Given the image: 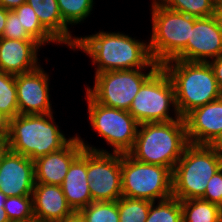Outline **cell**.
Here are the masks:
<instances>
[{
    "instance_id": "obj_1",
    "label": "cell",
    "mask_w": 222,
    "mask_h": 222,
    "mask_svg": "<svg viewBox=\"0 0 222 222\" xmlns=\"http://www.w3.org/2000/svg\"><path fill=\"white\" fill-rule=\"evenodd\" d=\"M120 32L99 31L78 37L73 50H82L96 65L95 74L113 70L159 68L153 61L149 44Z\"/></svg>"
},
{
    "instance_id": "obj_2",
    "label": "cell",
    "mask_w": 222,
    "mask_h": 222,
    "mask_svg": "<svg viewBox=\"0 0 222 222\" xmlns=\"http://www.w3.org/2000/svg\"><path fill=\"white\" fill-rule=\"evenodd\" d=\"M189 144L184 118L170 122L139 124L135 144L129 154L148 164L165 166L172 172Z\"/></svg>"
},
{
    "instance_id": "obj_3",
    "label": "cell",
    "mask_w": 222,
    "mask_h": 222,
    "mask_svg": "<svg viewBox=\"0 0 222 222\" xmlns=\"http://www.w3.org/2000/svg\"><path fill=\"white\" fill-rule=\"evenodd\" d=\"M162 67L173 83L177 110L182 118L193 109L222 97L209 63L173 59Z\"/></svg>"
},
{
    "instance_id": "obj_4",
    "label": "cell",
    "mask_w": 222,
    "mask_h": 222,
    "mask_svg": "<svg viewBox=\"0 0 222 222\" xmlns=\"http://www.w3.org/2000/svg\"><path fill=\"white\" fill-rule=\"evenodd\" d=\"M66 138L50 114H18L10 120L7 138L9 149L15 153L36 160L56 152L71 140Z\"/></svg>"
},
{
    "instance_id": "obj_5",
    "label": "cell",
    "mask_w": 222,
    "mask_h": 222,
    "mask_svg": "<svg viewBox=\"0 0 222 222\" xmlns=\"http://www.w3.org/2000/svg\"><path fill=\"white\" fill-rule=\"evenodd\" d=\"M222 168V155L211 145L188 144L172 172V197L201 198L211 177Z\"/></svg>"
},
{
    "instance_id": "obj_6",
    "label": "cell",
    "mask_w": 222,
    "mask_h": 222,
    "mask_svg": "<svg viewBox=\"0 0 222 222\" xmlns=\"http://www.w3.org/2000/svg\"><path fill=\"white\" fill-rule=\"evenodd\" d=\"M152 35L148 42L154 62L162 66L176 59L185 49L197 17L163 7L152 1Z\"/></svg>"
},
{
    "instance_id": "obj_7",
    "label": "cell",
    "mask_w": 222,
    "mask_h": 222,
    "mask_svg": "<svg viewBox=\"0 0 222 222\" xmlns=\"http://www.w3.org/2000/svg\"><path fill=\"white\" fill-rule=\"evenodd\" d=\"M122 196L151 202L172 197V171L121 154Z\"/></svg>"
},
{
    "instance_id": "obj_8",
    "label": "cell",
    "mask_w": 222,
    "mask_h": 222,
    "mask_svg": "<svg viewBox=\"0 0 222 222\" xmlns=\"http://www.w3.org/2000/svg\"><path fill=\"white\" fill-rule=\"evenodd\" d=\"M174 117L170 116V109ZM139 124L146 122H170L180 119L173 83L160 66L140 87L128 111Z\"/></svg>"
},
{
    "instance_id": "obj_9",
    "label": "cell",
    "mask_w": 222,
    "mask_h": 222,
    "mask_svg": "<svg viewBox=\"0 0 222 222\" xmlns=\"http://www.w3.org/2000/svg\"><path fill=\"white\" fill-rule=\"evenodd\" d=\"M145 69L148 68L100 72L94 76V86H87L86 92L103 106L129 111L142 84L158 68H150L148 73L143 72Z\"/></svg>"
},
{
    "instance_id": "obj_10",
    "label": "cell",
    "mask_w": 222,
    "mask_h": 222,
    "mask_svg": "<svg viewBox=\"0 0 222 222\" xmlns=\"http://www.w3.org/2000/svg\"><path fill=\"white\" fill-rule=\"evenodd\" d=\"M88 120L94 131L112 146V153H129L135 144L139 123L127 111L97 103L87 92Z\"/></svg>"
},
{
    "instance_id": "obj_11",
    "label": "cell",
    "mask_w": 222,
    "mask_h": 222,
    "mask_svg": "<svg viewBox=\"0 0 222 222\" xmlns=\"http://www.w3.org/2000/svg\"><path fill=\"white\" fill-rule=\"evenodd\" d=\"M76 135L87 149V181L92 202L117 201L122 197L121 154L97 149Z\"/></svg>"
},
{
    "instance_id": "obj_12",
    "label": "cell",
    "mask_w": 222,
    "mask_h": 222,
    "mask_svg": "<svg viewBox=\"0 0 222 222\" xmlns=\"http://www.w3.org/2000/svg\"><path fill=\"white\" fill-rule=\"evenodd\" d=\"M49 74L41 65L28 73L15 75V85L19 114H50Z\"/></svg>"
},
{
    "instance_id": "obj_13",
    "label": "cell",
    "mask_w": 222,
    "mask_h": 222,
    "mask_svg": "<svg viewBox=\"0 0 222 222\" xmlns=\"http://www.w3.org/2000/svg\"><path fill=\"white\" fill-rule=\"evenodd\" d=\"M221 55L222 30L212 15L195 19L186 49L176 59L208 63Z\"/></svg>"
},
{
    "instance_id": "obj_14",
    "label": "cell",
    "mask_w": 222,
    "mask_h": 222,
    "mask_svg": "<svg viewBox=\"0 0 222 222\" xmlns=\"http://www.w3.org/2000/svg\"><path fill=\"white\" fill-rule=\"evenodd\" d=\"M34 185V161L8 149L0 161V191L7 197L32 195Z\"/></svg>"
},
{
    "instance_id": "obj_15",
    "label": "cell",
    "mask_w": 222,
    "mask_h": 222,
    "mask_svg": "<svg viewBox=\"0 0 222 222\" xmlns=\"http://www.w3.org/2000/svg\"><path fill=\"white\" fill-rule=\"evenodd\" d=\"M184 120L190 144L211 145L222 132V97L193 109Z\"/></svg>"
},
{
    "instance_id": "obj_16",
    "label": "cell",
    "mask_w": 222,
    "mask_h": 222,
    "mask_svg": "<svg viewBox=\"0 0 222 222\" xmlns=\"http://www.w3.org/2000/svg\"><path fill=\"white\" fill-rule=\"evenodd\" d=\"M85 148L78 136L61 150L34 160L35 183L61 185L71 163Z\"/></svg>"
},
{
    "instance_id": "obj_17",
    "label": "cell",
    "mask_w": 222,
    "mask_h": 222,
    "mask_svg": "<svg viewBox=\"0 0 222 222\" xmlns=\"http://www.w3.org/2000/svg\"><path fill=\"white\" fill-rule=\"evenodd\" d=\"M42 45L36 40L0 38V71L13 75L37 69L38 50Z\"/></svg>"
},
{
    "instance_id": "obj_18",
    "label": "cell",
    "mask_w": 222,
    "mask_h": 222,
    "mask_svg": "<svg viewBox=\"0 0 222 222\" xmlns=\"http://www.w3.org/2000/svg\"><path fill=\"white\" fill-rule=\"evenodd\" d=\"M32 204L34 218L41 222H59L74 213L60 185L35 183Z\"/></svg>"
},
{
    "instance_id": "obj_19",
    "label": "cell",
    "mask_w": 222,
    "mask_h": 222,
    "mask_svg": "<svg viewBox=\"0 0 222 222\" xmlns=\"http://www.w3.org/2000/svg\"><path fill=\"white\" fill-rule=\"evenodd\" d=\"M87 181V149L71 163L68 173L60 185L68 205L78 212L92 202Z\"/></svg>"
},
{
    "instance_id": "obj_20",
    "label": "cell",
    "mask_w": 222,
    "mask_h": 222,
    "mask_svg": "<svg viewBox=\"0 0 222 222\" xmlns=\"http://www.w3.org/2000/svg\"><path fill=\"white\" fill-rule=\"evenodd\" d=\"M42 26L60 43L73 49L78 36L73 37L62 18L57 0H27Z\"/></svg>"
},
{
    "instance_id": "obj_21",
    "label": "cell",
    "mask_w": 222,
    "mask_h": 222,
    "mask_svg": "<svg viewBox=\"0 0 222 222\" xmlns=\"http://www.w3.org/2000/svg\"><path fill=\"white\" fill-rule=\"evenodd\" d=\"M183 222H221L218 205L202 198L182 200Z\"/></svg>"
},
{
    "instance_id": "obj_22",
    "label": "cell",
    "mask_w": 222,
    "mask_h": 222,
    "mask_svg": "<svg viewBox=\"0 0 222 222\" xmlns=\"http://www.w3.org/2000/svg\"><path fill=\"white\" fill-rule=\"evenodd\" d=\"M27 33L42 46L50 42L60 44L41 24L33 8L26 2L12 10Z\"/></svg>"
},
{
    "instance_id": "obj_23",
    "label": "cell",
    "mask_w": 222,
    "mask_h": 222,
    "mask_svg": "<svg viewBox=\"0 0 222 222\" xmlns=\"http://www.w3.org/2000/svg\"><path fill=\"white\" fill-rule=\"evenodd\" d=\"M163 7L194 17H209L214 14V0H155Z\"/></svg>"
},
{
    "instance_id": "obj_24",
    "label": "cell",
    "mask_w": 222,
    "mask_h": 222,
    "mask_svg": "<svg viewBox=\"0 0 222 222\" xmlns=\"http://www.w3.org/2000/svg\"><path fill=\"white\" fill-rule=\"evenodd\" d=\"M152 202L145 222H183L181 202L177 198Z\"/></svg>"
},
{
    "instance_id": "obj_25",
    "label": "cell",
    "mask_w": 222,
    "mask_h": 222,
    "mask_svg": "<svg viewBox=\"0 0 222 222\" xmlns=\"http://www.w3.org/2000/svg\"><path fill=\"white\" fill-rule=\"evenodd\" d=\"M78 213L85 222H119L117 201L91 202Z\"/></svg>"
},
{
    "instance_id": "obj_26",
    "label": "cell",
    "mask_w": 222,
    "mask_h": 222,
    "mask_svg": "<svg viewBox=\"0 0 222 222\" xmlns=\"http://www.w3.org/2000/svg\"><path fill=\"white\" fill-rule=\"evenodd\" d=\"M151 201L121 197L117 200L119 222H145Z\"/></svg>"
},
{
    "instance_id": "obj_27",
    "label": "cell",
    "mask_w": 222,
    "mask_h": 222,
    "mask_svg": "<svg viewBox=\"0 0 222 222\" xmlns=\"http://www.w3.org/2000/svg\"><path fill=\"white\" fill-rule=\"evenodd\" d=\"M63 21L69 25H76L84 22L90 16L93 0H57Z\"/></svg>"
},
{
    "instance_id": "obj_28",
    "label": "cell",
    "mask_w": 222,
    "mask_h": 222,
    "mask_svg": "<svg viewBox=\"0 0 222 222\" xmlns=\"http://www.w3.org/2000/svg\"><path fill=\"white\" fill-rule=\"evenodd\" d=\"M0 111L11 119L19 114L15 75L0 71Z\"/></svg>"
},
{
    "instance_id": "obj_29",
    "label": "cell",
    "mask_w": 222,
    "mask_h": 222,
    "mask_svg": "<svg viewBox=\"0 0 222 222\" xmlns=\"http://www.w3.org/2000/svg\"><path fill=\"white\" fill-rule=\"evenodd\" d=\"M4 210L10 222H27L34 219L32 195L7 197Z\"/></svg>"
},
{
    "instance_id": "obj_30",
    "label": "cell",
    "mask_w": 222,
    "mask_h": 222,
    "mask_svg": "<svg viewBox=\"0 0 222 222\" xmlns=\"http://www.w3.org/2000/svg\"><path fill=\"white\" fill-rule=\"evenodd\" d=\"M3 38L16 40H35L33 39L21 25L18 16L13 12H8Z\"/></svg>"
},
{
    "instance_id": "obj_31",
    "label": "cell",
    "mask_w": 222,
    "mask_h": 222,
    "mask_svg": "<svg viewBox=\"0 0 222 222\" xmlns=\"http://www.w3.org/2000/svg\"><path fill=\"white\" fill-rule=\"evenodd\" d=\"M201 198L219 207L222 205V168L208 181L205 193Z\"/></svg>"
},
{
    "instance_id": "obj_32",
    "label": "cell",
    "mask_w": 222,
    "mask_h": 222,
    "mask_svg": "<svg viewBox=\"0 0 222 222\" xmlns=\"http://www.w3.org/2000/svg\"><path fill=\"white\" fill-rule=\"evenodd\" d=\"M217 80L218 87L222 93V55L208 62Z\"/></svg>"
},
{
    "instance_id": "obj_33",
    "label": "cell",
    "mask_w": 222,
    "mask_h": 222,
    "mask_svg": "<svg viewBox=\"0 0 222 222\" xmlns=\"http://www.w3.org/2000/svg\"><path fill=\"white\" fill-rule=\"evenodd\" d=\"M11 118L0 111V138H8Z\"/></svg>"
},
{
    "instance_id": "obj_34",
    "label": "cell",
    "mask_w": 222,
    "mask_h": 222,
    "mask_svg": "<svg viewBox=\"0 0 222 222\" xmlns=\"http://www.w3.org/2000/svg\"><path fill=\"white\" fill-rule=\"evenodd\" d=\"M27 0H0V6L3 8L12 11L13 9L19 7L23 3H26Z\"/></svg>"
},
{
    "instance_id": "obj_35",
    "label": "cell",
    "mask_w": 222,
    "mask_h": 222,
    "mask_svg": "<svg viewBox=\"0 0 222 222\" xmlns=\"http://www.w3.org/2000/svg\"><path fill=\"white\" fill-rule=\"evenodd\" d=\"M7 199V196L0 191V222H10L7 217L6 211L4 210V203Z\"/></svg>"
},
{
    "instance_id": "obj_36",
    "label": "cell",
    "mask_w": 222,
    "mask_h": 222,
    "mask_svg": "<svg viewBox=\"0 0 222 222\" xmlns=\"http://www.w3.org/2000/svg\"><path fill=\"white\" fill-rule=\"evenodd\" d=\"M9 11L10 10H7L3 8L2 6H0V38L2 37L3 32H4Z\"/></svg>"
},
{
    "instance_id": "obj_37",
    "label": "cell",
    "mask_w": 222,
    "mask_h": 222,
    "mask_svg": "<svg viewBox=\"0 0 222 222\" xmlns=\"http://www.w3.org/2000/svg\"><path fill=\"white\" fill-rule=\"evenodd\" d=\"M213 17L215 18L218 27L222 30V2L216 3Z\"/></svg>"
},
{
    "instance_id": "obj_38",
    "label": "cell",
    "mask_w": 222,
    "mask_h": 222,
    "mask_svg": "<svg viewBox=\"0 0 222 222\" xmlns=\"http://www.w3.org/2000/svg\"><path fill=\"white\" fill-rule=\"evenodd\" d=\"M59 222H85L82 216L78 212H74L71 216L66 217Z\"/></svg>"
},
{
    "instance_id": "obj_39",
    "label": "cell",
    "mask_w": 222,
    "mask_h": 222,
    "mask_svg": "<svg viewBox=\"0 0 222 222\" xmlns=\"http://www.w3.org/2000/svg\"><path fill=\"white\" fill-rule=\"evenodd\" d=\"M8 149H9V145H8L7 138H0V161Z\"/></svg>"
},
{
    "instance_id": "obj_40",
    "label": "cell",
    "mask_w": 222,
    "mask_h": 222,
    "mask_svg": "<svg viewBox=\"0 0 222 222\" xmlns=\"http://www.w3.org/2000/svg\"><path fill=\"white\" fill-rule=\"evenodd\" d=\"M222 155V132L218 138L211 144Z\"/></svg>"
},
{
    "instance_id": "obj_41",
    "label": "cell",
    "mask_w": 222,
    "mask_h": 222,
    "mask_svg": "<svg viewBox=\"0 0 222 222\" xmlns=\"http://www.w3.org/2000/svg\"><path fill=\"white\" fill-rule=\"evenodd\" d=\"M219 208H220V220L222 222V205Z\"/></svg>"
},
{
    "instance_id": "obj_42",
    "label": "cell",
    "mask_w": 222,
    "mask_h": 222,
    "mask_svg": "<svg viewBox=\"0 0 222 222\" xmlns=\"http://www.w3.org/2000/svg\"><path fill=\"white\" fill-rule=\"evenodd\" d=\"M27 222H41V221H39V220H37V219H32V220H30V221H27Z\"/></svg>"
},
{
    "instance_id": "obj_43",
    "label": "cell",
    "mask_w": 222,
    "mask_h": 222,
    "mask_svg": "<svg viewBox=\"0 0 222 222\" xmlns=\"http://www.w3.org/2000/svg\"><path fill=\"white\" fill-rule=\"evenodd\" d=\"M216 3L222 2V0H214Z\"/></svg>"
}]
</instances>
